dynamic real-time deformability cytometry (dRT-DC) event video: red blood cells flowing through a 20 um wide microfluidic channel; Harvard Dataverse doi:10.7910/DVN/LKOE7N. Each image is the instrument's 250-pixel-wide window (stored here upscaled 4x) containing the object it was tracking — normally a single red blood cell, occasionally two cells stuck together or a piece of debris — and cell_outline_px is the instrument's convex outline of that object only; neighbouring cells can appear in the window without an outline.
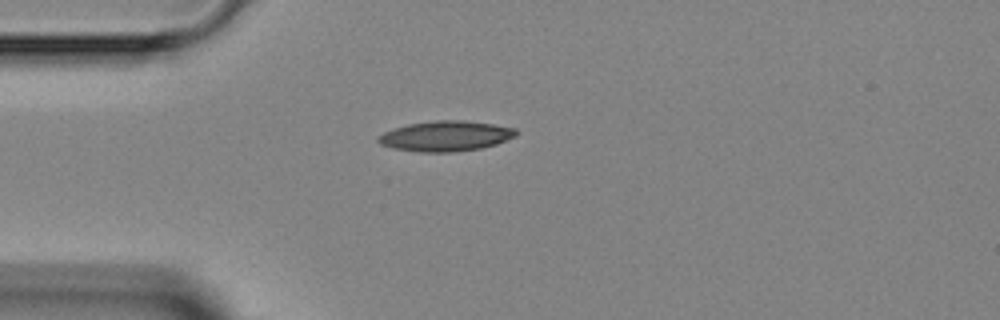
{"species": "Egyptian fruit bat (a non-hibernating species)", "species_latin": "Rousettus aegyptiacus", "temperature_condition": "room temperature", "stored_images_in_passage": 1, "camera_frame_rate_fps": 3000, "um_per_image_px": 0.085, "animal": {"sex": "female"}, "frame": {"image": 1, "passage_image": 1, "time_ms": 0.0, "image_size_px": [1000, 320], "cell_outline_px": [[520, 132], [516, 136], [496, 144], [480, 148], [452, 152], [420, 152], [392, 148], [380, 144], [376, 140], [376, 136], [384, 132], [408, 124], [436, 120], [464, 120], [492, 124], [516, 128]], "centroid_in_image_um": [37.88, 11.56], "position_along_channel_um": 47.1, "area_um2": 24.39}}